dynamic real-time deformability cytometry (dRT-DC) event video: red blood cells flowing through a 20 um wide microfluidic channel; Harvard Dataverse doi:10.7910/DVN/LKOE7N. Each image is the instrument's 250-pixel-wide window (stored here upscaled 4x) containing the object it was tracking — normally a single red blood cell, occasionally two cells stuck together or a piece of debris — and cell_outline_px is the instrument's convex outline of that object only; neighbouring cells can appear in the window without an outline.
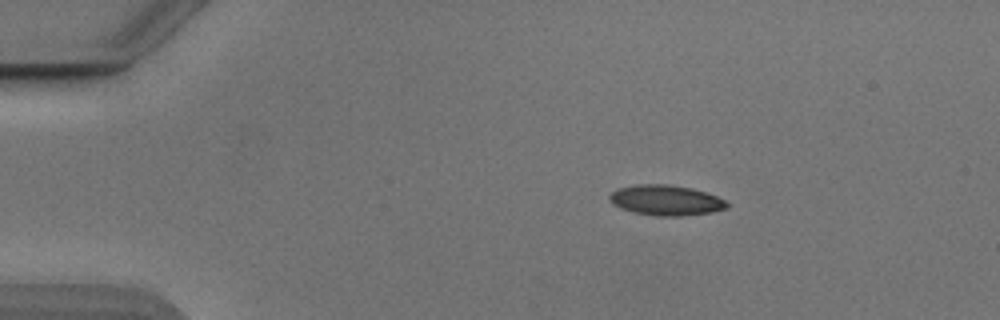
{"species": "Egyptian fruit bat (a non-hibernating species)", "species_latin": "Rousettus aegyptiacus", "temperature_condition": "cold", "stored_images_in_passage": 32, "camera_frame_rate_fps": 3000, "um_per_image_px": 0.085, "animal": {"sex": "male"}, "frame": {"image": 1, "passage_image": 1, "time_ms": 0.0, "image_size_px": [1000, 320], "cell_outline_px": [[728, 204], [724, 208], [708, 212], [680, 216], [660, 216], [636, 212], [620, 208], [612, 204], [608, 200], [608, 196], [616, 188], [636, 184], [668, 184], [692, 188], [716, 196], [724, 200]], "centroid_in_image_um": [56.51, 17.0], "position_along_channel_um": 28.5, "area_um2": 20.52}}
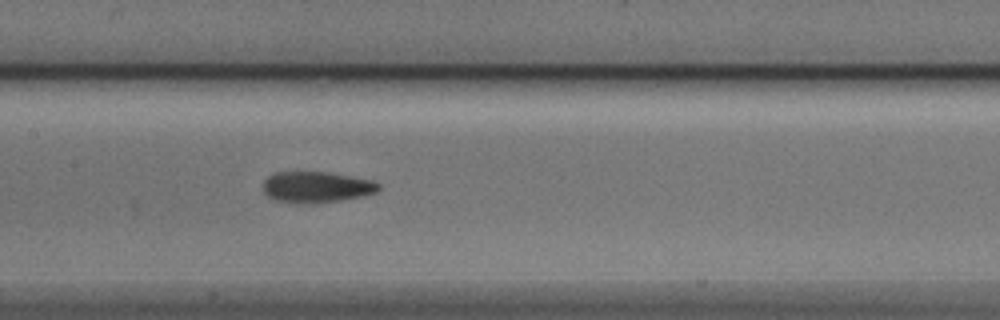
{"frame": {"image": 2, "passage_image": 18, "time_ms": 5.667, "image_size_px": [1000, 320], "cell_outline_px": [[380, 188], [376, 192], [360, 196], [340, 200], [304, 204], [296, 204], [276, 200], [268, 196], [264, 192], [264, 180], [268, 176], [276, 172], [328, 172], [352, 176], [372, 180], [380, 184]], "centroid_in_image_um": [26.89, 15.9], "position_along_channel_um": 180.5, "area_um2": 20.87}}
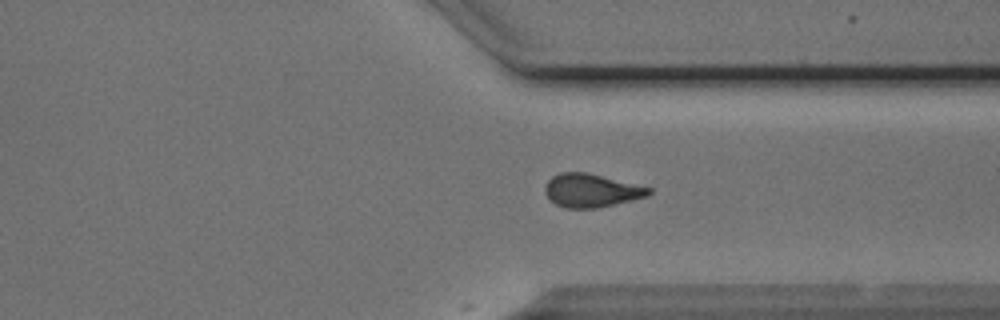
{"frame": {"image": 3, "passage_image": 32, "time_ms": 10.333, "image_size_px": [1000, 320], "cell_outline_px": [[652, 192], [648, 196], [596, 208], [568, 208], [556, 204], [544, 192], [544, 184], [552, 176], [560, 172], [584, 172], [652, 188]], "centroid_in_image_um": [50.23, 16.19], "position_along_channel_um": 361.2, "area_um2": 19.88}}